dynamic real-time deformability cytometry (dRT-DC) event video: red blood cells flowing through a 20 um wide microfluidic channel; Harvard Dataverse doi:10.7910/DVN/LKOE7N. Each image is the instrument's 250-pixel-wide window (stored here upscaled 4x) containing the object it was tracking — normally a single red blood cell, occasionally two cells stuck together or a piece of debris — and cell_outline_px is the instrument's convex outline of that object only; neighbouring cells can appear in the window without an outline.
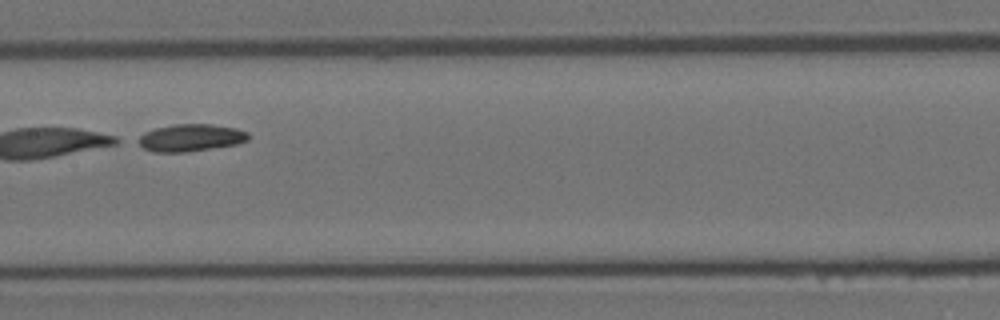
{"species": "Egyptian fruit bat (a non-hibernating species)", "species_latin": "Rousettus aegyptiacus", "temperature_condition": "room temperature", "stored_images_in_passage": 7, "camera_frame_rate_fps": 3000, "um_per_image_px": 0.085, "animal": {"sex": "female"}, "frame": {"image": 1, "passage_image": 4, "time_ms": 3.667, "image_size_px": [1000, 320], "cell_outline_px": [[248, 140], [236, 144], [188, 152], [152, 152], [144, 148], [132, 140], [144, 132], [156, 128], [176, 124], [212, 124], [236, 128], [248, 132]], "centroid_in_image_um": [16.14, 11.71], "position_along_channel_um": 191.3, "area_um2": 17.69}}
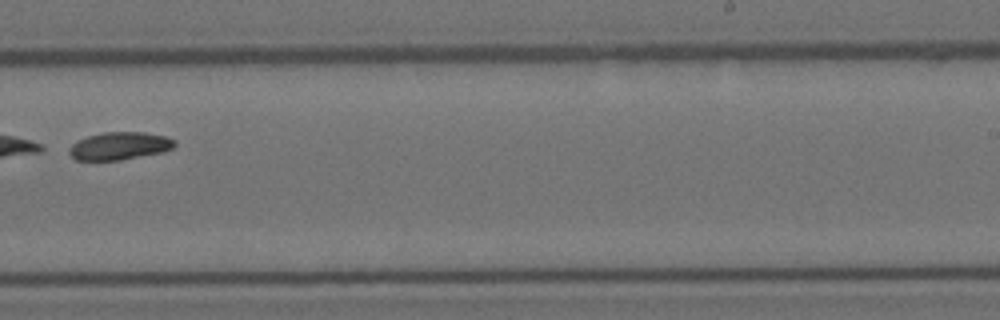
{"frame": {"image": 2, "passage_image": 6, "time_ms": 6.0, "image_size_px": [1000, 320], "cell_outline_px": [[176, 144], [172, 148], [164, 152], [120, 160], [76, 160], [68, 152], [68, 148], [72, 144], [88, 136], [104, 132], [144, 132], [164, 136], [176, 140]], "centroid_in_image_um": [10.18, 12.4], "position_along_channel_um": 278.8, "area_um2": 16.99}}
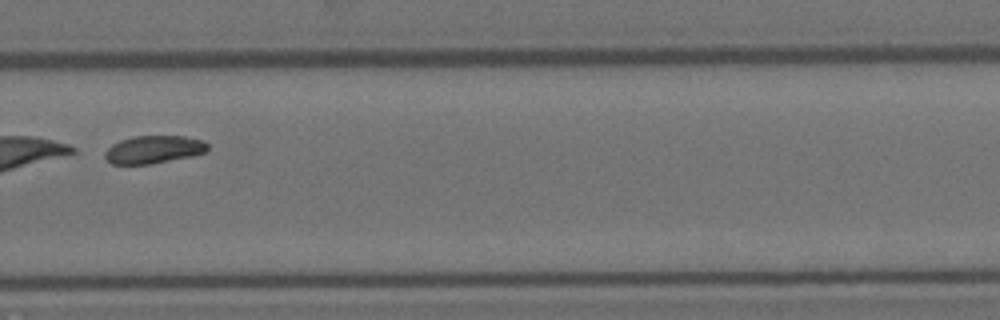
{"frame": {"image": 3, "passage_image": 7, "time_ms": 7.0, "image_size_px": [1000, 320], "cell_outline_px": [[208, 148], [204, 152], [192, 156], [148, 164], [112, 164], [104, 156], [104, 152], [112, 144], [120, 140], [132, 136], [184, 136], [204, 140], [208, 144]], "centroid_in_image_um": [13.05, 12.7], "position_along_channel_um": 316.7, "area_um2": 16.59}}